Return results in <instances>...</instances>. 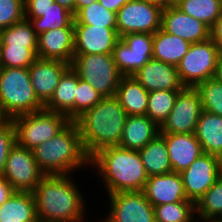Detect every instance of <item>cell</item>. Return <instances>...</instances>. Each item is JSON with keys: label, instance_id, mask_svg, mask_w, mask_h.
Returning <instances> with one entry per match:
<instances>
[{"label": "cell", "instance_id": "6da1fadb", "mask_svg": "<svg viewBox=\"0 0 222 222\" xmlns=\"http://www.w3.org/2000/svg\"><path fill=\"white\" fill-rule=\"evenodd\" d=\"M45 175L32 191L37 219L44 222H81L88 219L86 198L75 174ZM80 188V189H79ZM88 211V213H86Z\"/></svg>", "mask_w": 222, "mask_h": 222}, {"label": "cell", "instance_id": "7a4b0ae2", "mask_svg": "<svg viewBox=\"0 0 222 222\" xmlns=\"http://www.w3.org/2000/svg\"><path fill=\"white\" fill-rule=\"evenodd\" d=\"M102 183V192L143 191L148 175L137 150L120 146L103 148L90 158V171ZM104 185V186H103Z\"/></svg>", "mask_w": 222, "mask_h": 222}, {"label": "cell", "instance_id": "3957f363", "mask_svg": "<svg viewBox=\"0 0 222 222\" xmlns=\"http://www.w3.org/2000/svg\"><path fill=\"white\" fill-rule=\"evenodd\" d=\"M127 116L119 100L113 96L104 97L74 121L89 158L103 148L119 146Z\"/></svg>", "mask_w": 222, "mask_h": 222}, {"label": "cell", "instance_id": "277c9868", "mask_svg": "<svg viewBox=\"0 0 222 222\" xmlns=\"http://www.w3.org/2000/svg\"><path fill=\"white\" fill-rule=\"evenodd\" d=\"M37 165L46 175H74L90 168V158L82 145L75 122L33 150ZM84 168V169H83Z\"/></svg>", "mask_w": 222, "mask_h": 222}, {"label": "cell", "instance_id": "5b68a950", "mask_svg": "<svg viewBox=\"0 0 222 222\" xmlns=\"http://www.w3.org/2000/svg\"><path fill=\"white\" fill-rule=\"evenodd\" d=\"M0 106L8 118L44 109L34 92L28 68H0Z\"/></svg>", "mask_w": 222, "mask_h": 222}, {"label": "cell", "instance_id": "8992f818", "mask_svg": "<svg viewBox=\"0 0 222 222\" xmlns=\"http://www.w3.org/2000/svg\"><path fill=\"white\" fill-rule=\"evenodd\" d=\"M12 120L16 143L29 150L56 136L71 122L65 114L46 109L17 115Z\"/></svg>", "mask_w": 222, "mask_h": 222}, {"label": "cell", "instance_id": "52a82bcc", "mask_svg": "<svg viewBox=\"0 0 222 222\" xmlns=\"http://www.w3.org/2000/svg\"><path fill=\"white\" fill-rule=\"evenodd\" d=\"M71 67L103 98L113 97L122 78L112 54L74 55Z\"/></svg>", "mask_w": 222, "mask_h": 222}, {"label": "cell", "instance_id": "ba28073f", "mask_svg": "<svg viewBox=\"0 0 222 222\" xmlns=\"http://www.w3.org/2000/svg\"><path fill=\"white\" fill-rule=\"evenodd\" d=\"M219 58L218 49L211 38L200 43H192L176 66L183 86L195 88L198 84L213 78Z\"/></svg>", "mask_w": 222, "mask_h": 222}, {"label": "cell", "instance_id": "9c48e42d", "mask_svg": "<svg viewBox=\"0 0 222 222\" xmlns=\"http://www.w3.org/2000/svg\"><path fill=\"white\" fill-rule=\"evenodd\" d=\"M163 7L145 0L127 2L117 14L116 26L120 38L130 33L154 34L161 28Z\"/></svg>", "mask_w": 222, "mask_h": 222}, {"label": "cell", "instance_id": "30bf717a", "mask_svg": "<svg viewBox=\"0 0 222 222\" xmlns=\"http://www.w3.org/2000/svg\"><path fill=\"white\" fill-rule=\"evenodd\" d=\"M112 56L123 76H133L153 58V34L130 33L122 36L114 46Z\"/></svg>", "mask_w": 222, "mask_h": 222}, {"label": "cell", "instance_id": "8fae6325", "mask_svg": "<svg viewBox=\"0 0 222 222\" xmlns=\"http://www.w3.org/2000/svg\"><path fill=\"white\" fill-rule=\"evenodd\" d=\"M105 198L106 222H155L154 207L143 191L117 192Z\"/></svg>", "mask_w": 222, "mask_h": 222}, {"label": "cell", "instance_id": "7c38bea8", "mask_svg": "<svg viewBox=\"0 0 222 222\" xmlns=\"http://www.w3.org/2000/svg\"><path fill=\"white\" fill-rule=\"evenodd\" d=\"M202 111L198 91L195 88L184 87L178 92L174 107L160 126V134H195Z\"/></svg>", "mask_w": 222, "mask_h": 222}, {"label": "cell", "instance_id": "4fadbf2b", "mask_svg": "<svg viewBox=\"0 0 222 222\" xmlns=\"http://www.w3.org/2000/svg\"><path fill=\"white\" fill-rule=\"evenodd\" d=\"M45 175L37 165L33 151L16 143L9 151L1 177L16 191L32 192Z\"/></svg>", "mask_w": 222, "mask_h": 222}, {"label": "cell", "instance_id": "5bb4252c", "mask_svg": "<svg viewBox=\"0 0 222 222\" xmlns=\"http://www.w3.org/2000/svg\"><path fill=\"white\" fill-rule=\"evenodd\" d=\"M221 174L220 158L203 153L187 169L180 172L187 199L196 204Z\"/></svg>", "mask_w": 222, "mask_h": 222}, {"label": "cell", "instance_id": "9a60e30c", "mask_svg": "<svg viewBox=\"0 0 222 222\" xmlns=\"http://www.w3.org/2000/svg\"><path fill=\"white\" fill-rule=\"evenodd\" d=\"M120 39L117 28L74 24V55L112 54Z\"/></svg>", "mask_w": 222, "mask_h": 222}, {"label": "cell", "instance_id": "2e32d148", "mask_svg": "<svg viewBox=\"0 0 222 222\" xmlns=\"http://www.w3.org/2000/svg\"><path fill=\"white\" fill-rule=\"evenodd\" d=\"M161 28L185 41L200 43L210 39V27L200 20L183 13L171 4L163 8Z\"/></svg>", "mask_w": 222, "mask_h": 222}, {"label": "cell", "instance_id": "e0dca14e", "mask_svg": "<svg viewBox=\"0 0 222 222\" xmlns=\"http://www.w3.org/2000/svg\"><path fill=\"white\" fill-rule=\"evenodd\" d=\"M70 66L61 60L37 58L28 68L34 92L44 106L50 101L60 78Z\"/></svg>", "mask_w": 222, "mask_h": 222}, {"label": "cell", "instance_id": "ac0fdd59", "mask_svg": "<svg viewBox=\"0 0 222 222\" xmlns=\"http://www.w3.org/2000/svg\"><path fill=\"white\" fill-rule=\"evenodd\" d=\"M133 77L148 91H180L184 88L177 67L151 58Z\"/></svg>", "mask_w": 222, "mask_h": 222}, {"label": "cell", "instance_id": "d6986e66", "mask_svg": "<svg viewBox=\"0 0 222 222\" xmlns=\"http://www.w3.org/2000/svg\"><path fill=\"white\" fill-rule=\"evenodd\" d=\"M37 57L72 64L74 59V27L48 30L38 35Z\"/></svg>", "mask_w": 222, "mask_h": 222}, {"label": "cell", "instance_id": "ffe728a7", "mask_svg": "<svg viewBox=\"0 0 222 222\" xmlns=\"http://www.w3.org/2000/svg\"><path fill=\"white\" fill-rule=\"evenodd\" d=\"M143 192L153 207L187 199L180 173L169 172L148 177Z\"/></svg>", "mask_w": 222, "mask_h": 222}, {"label": "cell", "instance_id": "44dd1931", "mask_svg": "<svg viewBox=\"0 0 222 222\" xmlns=\"http://www.w3.org/2000/svg\"><path fill=\"white\" fill-rule=\"evenodd\" d=\"M165 138L173 172L187 169L195 159L203 154L195 134H161Z\"/></svg>", "mask_w": 222, "mask_h": 222}, {"label": "cell", "instance_id": "7402d4cb", "mask_svg": "<svg viewBox=\"0 0 222 222\" xmlns=\"http://www.w3.org/2000/svg\"><path fill=\"white\" fill-rule=\"evenodd\" d=\"M158 134L160 127L146 115L127 116L119 146L139 151Z\"/></svg>", "mask_w": 222, "mask_h": 222}, {"label": "cell", "instance_id": "603a6c76", "mask_svg": "<svg viewBox=\"0 0 222 222\" xmlns=\"http://www.w3.org/2000/svg\"><path fill=\"white\" fill-rule=\"evenodd\" d=\"M77 85L78 74L70 66L60 78L53 96L44 106V109L65 114L70 121L74 122V104Z\"/></svg>", "mask_w": 222, "mask_h": 222}, {"label": "cell", "instance_id": "cb8c5ba5", "mask_svg": "<svg viewBox=\"0 0 222 222\" xmlns=\"http://www.w3.org/2000/svg\"><path fill=\"white\" fill-rule=\"evenodd\" d=\"M149 92L133 77L122 76L115 94L128 116L146 115Z\"/></svg>", "mask_w": 222, "mask_h": 222}, {"label": "cell", "instance_id": "d4e9b609", "mask_svg": "<svg viewBox=\"0 0 222 222\" xmlns=\"http://www.w3.org/2000/svg\"><path fill=\"white\" fill-rule=\"evenodd\" d=\"M195 136L204 154L220 157L222 155V116L203 110L197 122Z\"/></svg>", "mask_w": 222, "mask_h": 222}, {"label": "cell", "instance_id": "484cf974", "mask_svg": "<svg viewBox=\"0 0 222 222\" xmlns=\"http://www.w3.org/2000/svg\"><path fill=\"white\" fill-rule=\"evenodd\" d=\"M35 199L32 192L15 191L0 205V222H35Z\"/></svg>", "mask_w": 222, "mask_h": 222}, {"label": "cell", "instance_id": "4316f807", "mask_svg": "<svg viewBox=\"0 0 222 222\" xmlns=\"http://www.w3.org/2000/svg\"><path fill=\"white\" fill-rule=\"evenodd\" d=\"M190 45L184 39L160 28L153 34V58L177 66Z\"/></svg>", "mask_w": 222, "mask_h": 222}, {"label": "cell", "instance_id": "83f0119b", "mask_svg": "<svg viewBox=\"0 0 222 222\" xmlns=\"http://www.w3.org/2000/svg\"><path fill=\"white\" fill-rule=\"evenodd\" d=\"M139 153L148 177L173 171L165 138L161 134L139 150Z\"/></svg>", "mask_w": 222, "mask_h": 222}, {"label": "cell", "instance_id": "f1b7e54d", "mask_svg": "<svg viewBox=\"0 0 222 222\" xmlns=\"http://www.w3.org/2000/svg\"><path fill=\"white\" fill-rule=\"evenodd\" d=\"M172 4L210 28L222 14V0H172Z\"/></svg>", "mask_w": 222, "mask_h": 222}, {"label": "cell", "instance_id": "f546056e", "mask_svg": "<svg viewBox=\"0 0 222 222\" xmlns=\"http://www.w3.org/2000/svg\"><path fill=\"white\" fill-rule=\"evenodd\" d=\"M38 35L28 20H23L1 30L0 46H17L37 50Z\"/></svg>", "mask_w": 222, "mask_h": 222}, {"label": "cell", "instance_id": "4dcf8cb0", "mask_svg": "<svg viewBox=\"0 0 222 222\" xmlns=\"http://www.w3.org/2000/svg\"><path fill=\"white\" fill-rule=\"evenodd\" d=\"M28 20L37 35L48 30L64 27H74V15L72 12L59 5L57 2L45 12V15L36 19Z\"/></svg>", "mask_w": 222, "mask_h": 222}, {"label": "cell", "instance_id": "1f68e13d", "mask_svg": "<svg viewBox=\"0 0 222 222\" xmlns=\"http://www.w3.org/2000/svg\"><path fill=\"white\" fill-rule=\"evenodd\" d=\"M178 92L169 90L149 92L146 116L160 127L174 107Z\"/></svg>", "mask_w": 222, "mask_h": 222}, {"label": "cell", "instance_id": "d6a6232c", "mask_svg": "<svg viewBox=\"0 0 222 222\" xmlns=\"http://www.w3.org/2000/svg\"><path fill=\"white\" fill-rule=\"evenodd\" d=\"M197 219L222 217V174L195 204Z\"/></svg>", "mask_w": 222, "mask_h": 222}, {"label": "cell", "instance_id": "836d02e7", "mask_svg": "<svg viewBox=\"0 0 222 222\" xmlns=\"http://www.w3.org/2000/svg\"><path fill=\"white\" fill-rule=\"evenodd\" d=\"M155 222H193L196 219L195 204L179 201L154 207Z\"/></svg>", "mask_w": 222, "mask_h": 222}, {"label": "cell", "instance_id": "e575fe53", "mask_svg": "<svg viewBox=\"0 0 222 222\" xmlns=\"http://www.w3.org/2000/svg\"><path fill=\"white\" fill-rule=\"evenodd\" d=\"M117 14L105 9L98 1L80 9L74 15V24H85L106 28H117Z\"/></svg>", "mask_w": 222, "mask_h": 222}, {"label": "cell", "instance_id": "d590c367", "mask_svg": "<svg viewBox=\"0 0 222 222\" xmlns=\"http://www.w3.org/2000/svg\"><path fill=\"white\" fill-rule=\"evenodd\" d=\"M37 58V50L0 46V68H29Z\"/></svg>", "mask_w": 222, "mask_h": 222}, {"label": "cell", "instance_id": "8d00e7d4", "mask_svg": "<svg viewBox=\"0 0 222 222\" xmlns=\"http://www.w3.org/2000/svg\"><path fill=\"white\" fill-rule=\"evenodd\" d=\"M195 89L200 95L203 110L222 116V83L211 78L198 84Z\"/></svg>", "mask_w": 222, "mask_h": 222}, {"label": "cell", "instance_id": "74e56055", "mask_svg": "<svg viewBox=\"0 0 222 222\" xmlns=\"http://www.w3.org/2000/svg\"><path fill=\"white\" fill-rule=\"evenodd\" d=\"M103 97L87 82L78 76L76 100L74 104V121L84 112L98 104Z\"/></svg>", "mask_w": 222, "mask_h": 222}, {"label": "cell", "instance_id": "f35d334b", "mask_svg": "<svg viewBox=\"0 0 222 222\" xmlns=\"http://www.w3.org/2000/svg\"><path fill=\"white\" fill-rule=\"evenodd\" d=\"M24 19V0H0V30Z\"/></svg>", "mask_w": 222, "mask_h": 222}, {"label": "cell", "instance_id": "ab89813d", "mask_svg": "<svg viewBox=\"0 0 222 222\" xmlns=\"http://www.w3.org/2000/svg\"><path fill=\"white\" fill-rule=\"evenodd\" d=\"M16 144V130L12 118L0 125V176H2L10 149Z\"/></svg>", "mask_w": 222, "mask_h": 222}, {"label": "cell", "instance_id": "60d3db41", "mask_svg": "<svg viewBox=\"0 0 222 222\" xmlns=\"http://www.w3.org/2000/svg\"><path fill=\"white\" fill-rule=\"evenodd\" d=\"M55 3V0H24L25 19L41 18Z\"/></svg>", "mask_w": 222, "mask_h": 222}, {"label": "cell", "instance_id": "b9f144b4", "mask_svg": "<svg viewBox=\"0 0 222 222\" xmlns=\"http://www.w3.org/2000/svg\"><path fill=\"white\" fill-rule=\"evenodd\" d=\"M210 38L215 43L219 55L222 56V14L210 29Z\"/></svg>", "mask_w": 222, "mask_h": 222}, {"label": "cell", "instance_id": "7bdbcfd3", "mask_svg": "<svg viewBox=\"0 0 222 222\" xmlns=\"http://www.w3.org/2000/svg\"><path fill=\"white\" fill-rule=\"evenodd\" d=\"M15 191L10 183L0 176V205L8 200Z\"/></svg>", "mask_w": 222, "mask_h": 222}, {"label": "cell", "instance_id": "ee69618b", "mask_svg": "<svg viewBox=\"0 0 222 222\" xmlns=\"http://www.w3.org/2000/svg\"><path fill=\"white\" fill-rule=\"evenodd\" d=\"M131 0H98V2L107 10L117 13L127 2Z\"/></svg>", "mask_w": 222, "mask_h": 222}, {"label": "cell", "instance_id": "f6af8a7d", "mask_svg": "<svg viewBox=\"0 0 222 222\" xmlns=\"http://www.w3.org/2000/svg\"><path fill=\"white\" fill-rule=\"evenodd\" d=\"M55 2L72 12L73 15H75L76 0H55Z\"/></svg>", "mask_w": 222, "mask_h": 222}, {"label": "cell", "instance_id": "bcb514c9", "mask_svg": "<svg viewBox=\"0 0 222 222\" xmlns=\"http://www.w3.org/2000/svg\"><path fill=\"white\" fill-rule=\"evenodd\" d=\"M213 78L217 82L222 83V56H220V58L217 62V66H216Z\"/></svg>", "mask_w": 222, "mask_h": 222}, {"label": "cell", "instance_id": "7dc6e473", "mask_svg": "<svg viewBox=\"0 0 222 222\" xmlns=\"http://www.w3.org/2000/svg\"><path fill=\"white\" fill-rule=\"evenodd\" d=\"M98 0H76L75 3V14L82 8L87 7L91 5L92 3L96 2Z\"/></svg>", "mask_w": 222, "mask_h": 222}, {"label": "cell", "instance_id": "c3c4849f", "mask_svg": "<svg viewBox=\"0 0 222 222\" xmlns=\"http://www.w3.org/2000/svg\"><path fill=\"white\" fill-rule=\"evenodd\" d=\"M161 5L163 8L172 4V0H145Z\"/></svg>", "mask_w": 222, "mask_h": 222}, {"label": "cell", "instance_id": "681fc988", "mask_svg": "<svg viewBox=\"0 0 222 222\" xmlns=\"http://www.w3.org/2000/svg\"><path fill=\"white\" fill-rule=\"evenodd\" d=\"M200 222H222V217L199 219Z\"/></svg>", "mask_w": 222, "mask_h": 222}, {"label": "cell", "instance_id": "f907efd6", "mask_svg": "<svg viewBox=\"0 0 222 222\" xmlns=\"http://www.w3.org/2000/svg\"><path fill=\"white\" fill-rule=\"evenodd\" d=\"M7 119H8V117L3 113L1 106H0V125L3 124Z\"/></svg>", "mask_w": 222, "mask_h": 222}, {"label": "cell", "instance_id": "816d5d0a", "mask_svg": "<svg viewBox=\"0 0 222 222\" xmlns=\"http://www.w3.org/2000/svg\"><path fill=\"white\" fill-rule=\"evenodd\" d=\"M99 220H97L96 222H106L105 220H104V218H102V217H97ZM88 219H85V220H83V221H81V222H95V220L93 219V221L91 220H88Z\"/></svg>", "mask_w": 222, "mask_h": 222}, {"label": "cell", "instance_id": "f5cc1de1", "mask_svg": "<svg viewBox=\"0 0 222 222\" xmlns=\"http://www.w3.org/2000/svg\"><path fill=\"white\" fill-rule=\"evenodd\" d=\"M193 222H200V221H199V219L196 218Z\"/></svg>", "mask_w": 222, "mask_h": 222}]
</instances>
